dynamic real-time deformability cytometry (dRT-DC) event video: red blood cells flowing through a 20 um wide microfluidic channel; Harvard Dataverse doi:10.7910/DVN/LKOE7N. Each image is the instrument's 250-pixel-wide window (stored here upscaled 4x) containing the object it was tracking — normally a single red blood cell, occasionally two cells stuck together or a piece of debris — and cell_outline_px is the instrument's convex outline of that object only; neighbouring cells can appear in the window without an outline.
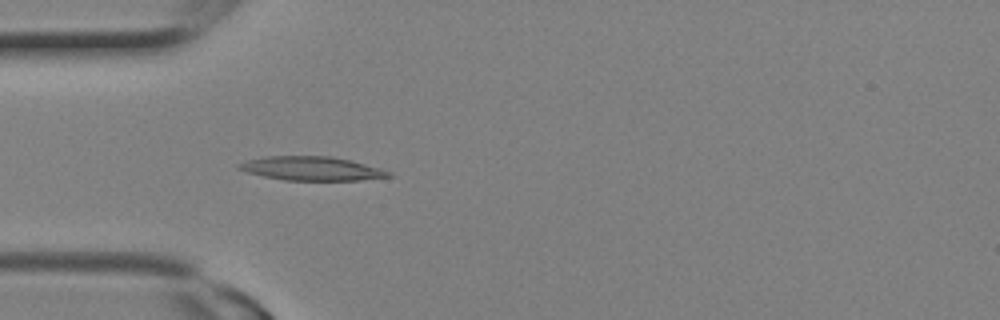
{"species": "Egyptian fruit bat (a non-hibernating species)", "species_latin": "Rousettus aegyptiacus", "temperature_condition": "room temperature", "stored_images_in_passage": 6, "camera_frame_rate_fps": 3000, "um_per_image_px": 0.085, "animal": {"sex": "female"}, "frame": {"image": 1, "passage_image": 6, "time_ms": 1.667, "image_size_px": [1000, 320], "cell_outline_px": [[392, 176], [360, 180], [284, 180], [264, 176], [248, 172], [236, 168], [236, 164], [248, 160], [264, 156], [332, 156], [352, 160], [380, 168], [392, 172]], "centroid_in_image_um": [26.49, 14.31], "position_along_channel_um": 58.5, "area_um2": 20.87}}